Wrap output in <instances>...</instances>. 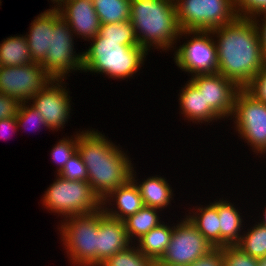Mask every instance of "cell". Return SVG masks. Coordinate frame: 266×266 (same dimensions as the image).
I'll return each mask as SVG.
<instances>
[{
	"label": "cell",
	"mask_w": 266,
	"mask_h": 266,
	"mask_svg": "<svg viewBox=\"0 0 266 266\" xmlns=\"http://www.w3.org/2000/svg\"><path fill=\"white\" fill-rule=\"evenodd\" d=\"M211 32L217 40V73L244 88L265 65L254 21L238 17Z\"/></svg>",
	"instance_id": "obj_1"
},
{
	"label": "cell",
	"mask_w": 266,
	"mask_h": 266,
	"mask_svg": "<svg viewBox=\"0 0 266 266\" xmlns=\"http://www.w3.org/2000/svg\"><path fill=\"white\" fill-rule=\"evenodd\" d=\"M120 149L97 130L78 133L77 151L86 165L88 183L101 200L131 179L133 165Z\"/></svg>",
	"instance_id": "obj_2"
},
{
	"label": "cell",
	"mask_w": 266,
	"mask_h": 266,
	"mask_svg": "<svg viewBox=\"0 0 266 266\" xmlns=\"http://www.w3.org/2000/svg\"><path fill=\"white\" fill-rule=\"evenodd\" d=\"M130 10V22L141 48L147 53L151 46L163 51L174 49L181 31L174 0H131Z\"/></svg>",
	"instance_id": "obj_3"
},
{
	"label": "cell",
	"mask_w": 266,
	"mask_h": 266,
	"mask_svg": "<svg viewBox=\"0 0 266 266\" xmlns=\"http://www.w3.org/2000/svg\"><path fill=\"white\" fill-rule=\"evenodd\" d=\"M83 53V71L126 79L136 74L148 53L141 47L122 45V40L105 39L97 34Z\"/></svg>",
	"instance_id": "obj_4"
},
{
	"label": "cell",
	"mask_w": 266,
	"mask_h": 266,
	"mask_svg": "<svg viewBox=\"0 0 266 266\" xmlns=\"http://www.w3.org/2000/svg\"><path fill=\"white\" fill-rule=\"evenodd\" d=\"M58 227L67 256L75 266H97L99 209L62 220ZM65 221V222H64Z\"/></svg>",
	"instance_id": "obj_5"
},
{
	"label": "cell",
	"mask_w": 266,
	"mask_h": 266,
	"mask_svg": "<svg viewBox=\"0 0 266 266\" xmlns=\"http://www.w3.org/2000/svg\"><path fill=\"white\" fill-rule=\"evenodd\" d=\"M58 176V177H57ZM57 179L44 192L41 200L50 212L70 217L102 208V200L87 181H71L56 175Z\"/></svg>",
	"instance_id": "obj_6"
},
{
	"label": "cell",
	"mask_w": 266,
	"mask_h": 266,
	"mask_svg": "<svg viewBox=\"0 0 266 266\" xmlns=\"http://www.w3.org/2000/svg\"><path fill=\"white\" fill-rule=\"evenodd\" d=\"M180 30L211 31L228 25L239 16L233 0H174Z\"/></svg>",
	"instance_id": "obj_7"
},
{
	"label": "cell",
	"mask_w": 266,
	"mask_h": 266,
	"mask_svg": "<svg viewBox=\"0 0 266 266\" xmlns=\"http://www.w3.org/2000/svg\"><path fill=\"white\" fill-rule=\"evenodd\" d=\"M233 118L238 134L241 135L253 152L266 151V104L256 100L244 88L236 94Z\"/></svg>",
	"instance_id": "obj_8"
},
{
	"label": "cell",
	"mask_w": 266,
	"mask_h": 266,
	"mask_svg": "<svg viewBox=\"0 0 266 266\" xmlns=\"http://www.w3.org/2000/svg\"><path fill=\"white\" fill-rule=\"evenodd\" d=\"M73 34L61 16L51 25V49L40 65L54 80H66L69 72L83 71V53L73 51Z\"/></svg>",
	"instance_id": "obj_9"
},
{
	"label": "cell",
	"mask_w": 266,
	"mask_h": 266,
	"mask_svg": "<svg viewBox=\"0 0 266 266\" xmlns=\"http://www.w3.org/2000/svg\"><path fill=\"white\" fill-rule=\"evenodd\" d=\"M193 37L176 48L174 61L178 68L191 76L198 74H214L218 71L217 48L211 31L182 30L180 37Z\"/></svg>",
	"instance_id": "obj_10"
},
{
	"label": "cell",
	"mask_w": 266,
	"mask_h": 266,
	"mask_svg": "<svg viewBox=\"0 0 266 266\" xmlns=\"http://www.w3.org/2000/svg\"><path fill=\"white\" fill-rule=\"evenodd\" d=\"M53 80L39 63L24 66H0V93L19 103L30 99Z\"/></svg>",
	"instance_id": "obj_11"
},
{
	"label": "cell",
	"mask_w": 266,
	"mask_h": 266,
	"mask_svg": "<svg viewBox=\"0 0 266 266\" xmlns=\"http://www.w3.org/2000/svg\"><path fill=\"white\" fill-rule=\"evenodd\" d=\"M180 221L174 226L171 241L160 260L171 265L189 266L214 247L187 217Z\"/></svg>",
	"instance_id": "obj_12"
},
{
	"label": "cell",
	"mask_w": 266,
	"mask_h": 266,
	"mask_svg": "<svg viewBox=\"0 0 266 266\" xmlns=\"http://www.w3.org/2000/svg\"><path fill=\"white\" fill-rule=\"evenodd\" d=\"M63 81L51 80L29 101L32 102L29 105L42 114L47 127L53 131L64 128V124L70 117L71 99L68 90L62 85L65 83Z\"/></svg>",
	"instance_id": "obj_13"
},
{
	"label": "cell",
	"mask_w": 266,
	"mask_h": 266,
	"mask_svg": "<svg viewBox=\"0 0 266 266\" xmlns=\"http://www.w3.org/2000/svg\"><path fill=\"white\" fill-rule=\"evenodd\" d=\"M189 81L221 118L232 115L236 94L241 89L235 82L220 73L194 75Z\"/></svg>",
	"instance_id": "obj_14"
},
{
	"label": "cell",
	"mask_w": 266,
	"mask_h": 266,
	"mask_svg": "<svg viewBox=\"0 0 266 266\" xmlns=\"http://www.w3.org/2000/svg\"><path fill=\"white\" fill-rule=\"evenodd\" d=\"M56 9L76 37L90 41L99 34L101 22L92 0H66Z\"/></svg>",
	"instance_id": "obj_15"
},
{
	"label": "cell",
	"mask_w": 266,
	"mask_h": 266,
	"mask_svg": "<svg viewBox=\"0 0 266 266\" xmlns=\"http://www.w3.org/2000/svg\"><path fill=\"white\" fill-rule=\"evenodd\" d=\"M130 242L124 222L107 216L100 208L97 229V266L127 248Z\"/></svg>",
	"instance_id": "obj_16"
},
{
	"label": "cell",
	"mask_w": 266,
	"mask_h": 266,
	"mask_svg": "<svg viewBox=\"0 0 266 266\" xmlns=\"http://www.w3.org/2000/svg\"><path fill=\"white\" fill-rule=\"evenodd\" d=\"M59 17V11L51 8L32 21L29 34L25 37L34 63L41 64L46 58V52L51 49V25Z\"/></svg>",
	"instance_id": "obj_17"
},
{
	"label": "cell",
	"mask_w": 266,
	"mask_h": 266,
	"mask_svg": "<svg viewBox=\"0 0 266 266\" xmlns=\"http://www.w3.org/2000/svg\"><path fill=\"white\" fill-rule=\"evenodd\" d=\"M111 200L116 201L115 204L118 210H113V207L107 208L106 203H109L108 205L111 206V202H113ZM144 206L139 189L131 179L126 184L112 190L102 200V209L104 213L111 218L122 221L128 216L138 212Z\"/></svg>",
	"instance_id": "obj_18"
},
{
	"label": "cell",
	"mask_w": 266,
	"mask_h": 266,
	"mask_svg": "<svg viewBox=\"0 0 266 266\" xmlns=\"http://www.w3.org/2000/svg\"><path fill=\"white\" fill-rule=\"evenodd\" d=\"M179 102L181 114L185 119L197 122H212L213 120L222 119L208 104L205 103L203 94L190 82L187 81L179 93ZM195 121V122H194Z\"/></svg>",
	"instance_id": "obj_19"
},
{
	"label": "cell",
	"mask_w": 266,
	"mask_h": 266,
	"mask_svg": "<svg viewBox=\"0 0 266 266\" xmlns=\"http://www.w3.org/2000/svg\"><path fill=\"white\" fill-rule=\"evenodd\" d=\"M135 176V177H134ZM136 174L134 168L131 171V180L138 187L143 203L146 207L163 209L171 205L172 200V187H170L167 180L161 176H152L145 179L140 184L135 180Z\"/></svg>",
	"instance_id": "obj_20"
},
{
	"label": "cell",
	"mask_w": 266,
	"mask_h": 266,
	"mask_svg": "<svg viewBox=\"0 0 266 266\" xmlns=\"http://www.w3.org/2000/svg\"><path fill=\"white\" fill-rule=\"evenodd\" d=\"M217 212L220 220V247L236 245L242 236L240 235L244 221L240 216L242 213L227 200L222 201L220 199L217 200Z\"/></svg>",
	"instance_id": "obj_21"
},
{
	"label": "cell",
	"mask_w": 266,
	"mask_h": 266,
	"mask_svg": "<svg viewBox=\"0 0 266 266\" xmlns=\"http://www.w3.org/2000/svg\"><path fill=\"white\" fill-rule=\"evenodd\" d=\"M193 215L189 212L186 217L213 246L220 247L219 217L217 212V200L205 207H199ZM199 212V213H198Z\"/></svg>",
	"instance_id": "obj_22"
},
{
	"label": "cell",
	"mask_w": 266,
	"mask_h": 266,
	"mask_svg": "<svg viewBox=\"0 0 266 266\" xmlns=\"http://www.w3.org/2000/svg\"><path fill=\"white\" fill-rule=\"evenodd\" d=\"M173 228L164 222L160 223L137 240L138 249L154 261L161 259L171 241Z\"/></svg>",
	"instance_id": "obj_23"
},
{
	"label": "cell",
	"mask_w": 266,
	"mask_h": 266,
	"mask_svg": "<svg viewBox=\"0 0 266 266\" xmlns=\"http://www.w3.org/2000/svg\"><path fill=\"white\" fill-rule=\"evenodd\" d=\"M11 36L0 43V66H24L34 63L25 36Z\"/></svg>",
	"instance_id": "obj_24"
},
{
	"label": "cell",
	"mask_w": 266,
	"mask_h": 266,
	"mask_svg": "<svg viewBox=\"0 0 266 266\" xmlns=\"http://www.w3.org/2000/svg\"><path fill=\"white\" fill-rule=\"evenodd\" d=\"M157 210L159 209L144 206L138 212L123 220L131 244L134 237L139 240L144 234L161 223V217L158 216Z\"/></svg>",
	"instance_id": "obj_25"
},
{
	"label": "cell",
	"mask_w": 266,
	"mask_h": 266,
	"mask_svg": "<svg viewBox=\"0 0 266 266\" xmlns=\"http://www.w3.org/2000/svg\"><path fill=\"white\" fill-rule=\"evenodd\" d=\"M101 24L130 20L131 0H92Z\"/></svg>",
	"instance_id": "obj_26"
},
{
	"label": "cell",
	"mask_w": 266,
	"mask_h": 266,
	"mask_svg": "<svg viewBox=\"0 0 266 266\" xmlns=\"http://www.w3.org/2000/svg\"><path fill=\"white\" fill-rule=\"evenodd\" d=\"M243 252L253 258L260 259L266 256V227L255 224L246 234H242L236 244Z\"/></svg>",
	"instance_id": "obj_27"
},
{
	"label": "cell",
	"mask_w": 266,
	"mask_h": 266,
	"mask_svg": "<svg viewBox=\"0 0 266 266\" xmlns=\"http://www.w3.org/2000/svg\"><path fill=\"white\" fill-rule=\"evenodd\" d=\"M99 34L105 39L122 40V45L140 47L130 20L119 23L101 24Z\"/></svg>",
	"instance_id": "obj_28"
},
{
	"label": "cell",
	"mask_w": 266,
	"mask_h": 266,
	"mask_svg": "<svg viewBox=\"0 0 266 266\" xmlns=\"http://www.w3.org/2000/svg\"><path fill=\"white\" fill-rule=\"evenodd\" d=\"M155 261L144 256L138 247L131 244L109 257L100 266H154Z\"/></svg>",
	"instance_id": "obj_29"
},
{
	"label": "cell",
	"mask_w": 266,
	"mask_h": 266,
	"mask_svg": "<svg viewBox=\"0 0 266 266\" xmlns=\"http://www.w3.org/2000/svg\"><path fill=\"white\" fill-rule=\"evenodd\" d=\"M75 137L63 138L59 140V142L53 146L51 150V157L55 164L59 166L57 167V172L59 173L62 168L65 166L66 162L77 152L78 147V133L74 135ZM57 162V163H56Z\"/></svg>",
	"instance_id": "obj_30"
},
{
	"label": "cell",
	"mask_w": 266,
	"mask_h": 266,
	"mask_svg": "<svg viewBox=\"0 0 266 266\" xmlns=\"http://www.w3.org/2000/svg\"><path fill=\"white\" fill-rule=\"evenodd\" d=\"M28 103L29 102H24L20 103L19 105L18 112L16 115L18 128L22 126L24 129H28V127L32 124L37 129H40L42 126H45L48 129L42 114L35 110L32 105L29 106Z\"/></svg>",
	"instance_id": "obj_31"
},
{
	"label": "cell",
	"mask_w": 266,
	"mask_h": 266,
	"mask_svg": "<svg viewBox=\"0 0 266 266\" xmlns=\"http://www.w3.org/2000/svg\"><path fill=\"white\" fill-rule=\"evenodd\" d=\"M57 175L66 180L88 182L86 165L82 161L78 151L66 162L65 166Z\"/></svg>",
	"instance_id": "obj_32"
},
{
	"label": "cell",
	"mask_w": 266,
	"mask_h": 266,
	"mask_svg": "<svg viewBox=\"0 0 266 266\" xmlns=\"http://www.w3.org/2000/svg\"><path fill=\"white\" fill-rule=\"evenodd\" d=\"M224 266H258V259L243 252L236 245L223 247Z\"/></svg>",
	"instance_id": "obj_33"
},
{
	"label": "cell",
	"mask_w": 266,
	"mask_h": 266,
	"mask_svg": "<svg viewBox=\"0 0 266 266\" xmlns=\"http://www.w3.org/2000/svg\"><path fill=\"white\" fill-rule=\"evenodd\" d=\"M233 5L241 18L252 19L255 15L266 13V0H233Z\"/></svg>",
	"instance_id": "obj_34"
},
{
	"label": "cell",
	"mask_w": 266,
	"mask_h": 266,
	"mask_svg": "<svg viewBox=\"0 0 266 266\" xmlns=\"http://www.w3.org/2000/svg\"><path fill=\"white\" fill-rule=\"evenodd\" d=\"M244 89L256 100L266 104V65L257 72Z\"/></svg>",
	"instance_id": "obj_35"
},
{
	"label": "cell",
	"mask_w": 266,
	"mask_h": 266,
	"mask_svg": "<svg viewBox=\"0 0 266 266\" xmlns=\"http://www.w3.org/2000/svg\"><path fill=\"white\" fill-rule=\"evenodd\" d=\"M189 266H224L223 247H214Z\"/></svg>",
	"instance_id": "obj_36"
},
{
	"label": "cell",
	"mask_w": 266,
	"mask_h": 266,
	"mask_svg": "<svg viewBox=\"0 0 266 266\" xmlns=\"http://www.w3.org/2000/svg\"><path fill=\"white\" fill-rule=\"evenodd\" d=\"M20 103L12 97L0 93V120L17 115Z\"/></svg>",
	"instance_id": "obj_37"
},
{
	"label": "cell",
	"mask_w": 266,
	"mask_h": 266,
	"mask_svg": "<svg viewBox=\"0 0 266 266\" xmlns=\"http://www.w3.org/2000/svg\"><path fill=\"white\" fill-rule=\"evenodd\" d=\"M261 15H263V19H260L261 21H259V18ZM258 18V19H257ZM252 20L254 21L257 30H258V34H259V38H260V43H261V49H262V54H263V60L264 63L266 65V13H261L258 15H255ZM261 22V23H259Z\"/></svg>",
	"instance_id": "obj_38"
},
{
	"label": "cell",
	"mask_w": 266,
	"mask_h": 266,
	"mask_svg": "<svg viewBox=\"0 0 266 266\" xmlns=\"http://www.w3.org/2000/svg\"><path fill=\"white\" fill-rule=\"evenodd\" d=\"M11 129L14 133L18 129L16 116L8 117L0 120V138L7 139L6 133ZM13 129V130H12ZM8 130V131H7ZM2 133V134H1ZM11 135V134H10Z\"/></svg>",
	"instance_id": "obj_39"
},
{
	"label": "cell",
	"mask_w": 266,
	"mask_h": 266,
	"mask_svg": "<svg viewBox=\"0 0 266 266\" xmlns=\"http://www.w3.org/2000/svg\"><path fill=\"white\" fill-rule=\"evenodd\" d=\"M154 266H179V265H171V264H167L165 262H162L160 259L155 261Z\"/></svg>",
	"instance_id": "obj_40"
},
{
	"label": "cell",
	"mask_w": 266,
	"mask_h": 266,
	"mask_svg": "<svg viewBox=\"0 0 266 266\" xmlns=\"http://www.w3.org/2000/svg\"><path fill=\"white\" fill-rule=\"evenodd\" d=\"M258 266H266V256L258 259Z\"/></svg>",
	"instance_id": "obj_41"
},
{
	"label": "cell",
	"mask_w": 266,
	"mask_h": 266,
	"mask_svg": "<svg viewBox=\"0 0 266 266\" xmlns=\"http://www.w3.org/2000/svg\"><path fill=\"white\" fill-rule=\"evenodd\" d=\"M54 4H57L56 6L52 8H58L64 1L66 0H51Z\"/></svg>",
	"instance_id": "obj_42"
},
{
	"label": "cell",
	"mask_w": 266,
	"mask_h": 266,
	"mask_svg": "<svg viewBox=\"0 0 266 266\" xmlns=\"http://www.w3.org/2000/svg\"><path fill=\"white\" fill-rule=\"evenodd\" d=\"M264 218L262 219L261 222H258L260 225L266 227V208H265V211H264V214H263Z\"/></svg>",
	"instance_id": "obj_43"
}]
</instances>
